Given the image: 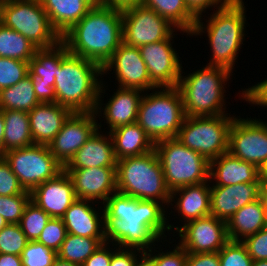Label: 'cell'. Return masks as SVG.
<instances>
[{"label":"cell","instance_id":"cell-30","mask_svg":"<svg viewBox=\"0 0 267 266\" xmlns=\"http://www.w3.org/2000/svg\"><path fill=\"white\" fill-rule=\"evenodd\" d=\"M3 115L4 153L13 149L26 148L34 144L31 136L28 112L17 110H0Z\"/></svg>","mask_w":267,"mask_h":266},{"label":"cell","instance_id":"cell-13","mask_svg":"<svg viewBox=\"0 0 267 266\" xmlns=\"http://www.w3.org/2000/svg\"><path fill=\"white\" fill-rule=\"evenodd\" d=\"M228 152L262 170L267 163V122L251 116L235 117L229 131Z\"/></svg>","mask_w":267,"mask_h":266},{"label":"cell","instance_id":"cell-50","mask_svg":"<svg viewBox=\"0 0 267 266\" xmlns=\"http://www.w3.org/2000/svg\"><path fill=\"white\" fill-rule=\"evenodd\" d=\"M233 0H185L186 6L196 16H202L209 8L219 9L228 5Z\"/></svg>","mask_w":267,"mask_h":266},{"label":"cell","instance_id":"cell-27","mask_svg":"<svg viewBox=\"0 0 267 266\" xmlns=\"http://www.w3.org/2000/svg\"><path fill=\"white\" fill-rule=\"evenodd\" d=\"M50 23L62 37L101 0H40Z\"/></svg>","mask_w":267,"mask_h":266},{"label":"cell","instance_id":"cell-58","mask_svg":"<svg viewBox=\"0 0 267 266\" xmlns=\"http://www.w3.org/2000/svg\"><path fill=\"white\" fill-rule=\"evenodd\" d=\"M261 177L263 178L264 183H267V163L261 170Z\"/></svg>","mask_w":267,"mask_h":266},{"label":"cell","instance_id":"cell-3","mask_svg":"<svg viewBox=\"0 0 267 266\" xmlns=\"http://www.w3.org/2000/svg\"><path fill=\"white\" fill-rule=\"evenodd\" d=\"M245 7L243 0H233L228 5L214 10L210 18L206 19L207 24L202 22V16L197 17L190 35L207 34L212 51L208 66L223 67L233 73L232 69L245 39Z\"/></svg>","mask_w":267,"mask_h":266},{"label":"cell","instance_id":"cell-2","mask_svg":"<svg viewBox=\"0 0 267 266\" xmlns=\"http://www.w3.org/2000/svg\"><path fill=\"white\" fill-rule=\"evenodd\" d=\"M61 41L71 54L103 67L123 43L121 10L103 4L91 8Z\"/></svg>","mask_w":267,"mask_h":266},{"label":"cell","instance_id":"cell-51","mask_svg":"<svg viewBox=\"0 0 267 266\" xmlns=\"http://www.w3.org/2000/svg\"><path fill=\"white\" fill-rule=\"evenodd\" d=\"M186 266H220L219 253H187Z\"/></svg>","mask_w":267,"mask_h":266},{"label":"cell","instance_id":"cell-61","mask_svg":"<svg viewBox=\"0 0 267 266\" xmlns=\"http://www.w3.org/2000/svg\"><path fill=\"white\" fill-rule=\"evenodd\" d=\"M264 228L267 229V213L265 215V225H264Z\"/></svg>","mask_w":267,"mask_h":266},{"label":"cell","instance_id":"cell-39","mask_svg":"<svg viewBox=\"0 0 267 266\" xmlns=\"http://www.w3.org/2000/svg\"><path fill=\"white\" fill-rule=\"evenodd\" d=\"M57 257L56 251L37 241H29L21 254L23 266H52Z\"/></svg>","mask_w":267,"mask_h":266},{"label":"cell","instance_id":"cell-45","mask_svg":"<svg viewBox=\"0 0 267 266\" xmlns=\"http://www.w3.org/2000/svg\"><path fill=\"white\" fill-rule=\"evenodd\" d=\"M241 242L253 261L267 260V229L263 228Z\"/></svg>","mask_w":267,"mask_h":266},{"label":"cell","instance_id":"cell-44","mask_svg":"<svg viewBox=\"0 0 267 266\" xmlns=\"http://www.w3.org/2000/svg\"><path fill=\"white\" fill-rule=\"evenodd\" d=\"M153 248L154 250L151 249L146 251V253L157 263L158 266H186L187 252L179 244H175L173 250H167V252L162 251V249L160 250V248L159 252L155 250V248H157L155 246Z\"/></svg>","mask_w":267,"mask_h":266},{"label":"cell","instance_id":"cell-8","mask_svg":"<svg viewBox=\"0 0 267 266\" xmlns=\"http://www.w3.org/2000/svg\"><path fill=\"white\" fill-rule=\"evenodd\" d=\"M154 149L170 191L209 181L210 162L176 138L155 142Z\"/></svg>","mask_w":267,"mask_h":266},{"label":"cell","instance_id":"cell-46","mask_svg":"<svg viewBox=\"0 0 267 266\" xmlns=\"http://www.w3.org/2000/svg\"><path fill=\"white\" fill-rule=\"evenodd\" d=\"M241 93V94H240ZM239 95L241 98L249 104H254L257 106H262L267 108V79L262 82H258L254 86L242 89Z\"/></svg>","mask_w":267,"mask_h":266},{"label":"cell","instance_id":"cell-54","mask_svg":"<svg viewBox=\"0 0 267 266\" xmlns=\"http://www.w3.org/2000/svg\"><path fill=\"white\" fill-rule=\"evenodd\" d=\"M137 266H158V265L146 252H144L140 257Z\"/></svg>","mask_w":267,"mask_h":266},{"label":"cell","instance_id":"cell-28","mask_svg":"<svg viewBox=\"0 0 267 266\" xmlns=\"http://www.w3.org/2000/svg\"><path fill=\"white\" fill-rule=\"evenodd\" d=\"M109 134L117 161L146 154L155 148V143L137 122L117 127Z\"/></svg>","mask_w":267,"mask_h":266},{"label":"cell","instance_id":"cell-59","mask_svg":"<svg viewBox=\"0 0 267 266\" xmlns=\"http://www.w3.org/2000/svg\"><path fill=\"white\" fill-rule=\"evenodd\" d=\"M252 266H267V260L253 261Z\"/></svg>","mask_w":267,"mask_h":266},{"label":"cell","instance_id":"cell-36","mask_svg":"<svg viewBox=\"0 0 267 266\" xmlns=\"http://www.w3.org/2000/svg\"><path fill=\"white\" fill-rule=\"evenodd\" d=\"M50 219L46 212L30 200L19 225L29 241H36Z\"/></svg>","mask_w":267,"mask_h":266},{"label":"cell","instance_id":"cell-23","mask_svg":"<svg viewBox=\"0 0 267 266\" xmlns=\"http://www.w3.org/2000/svg\"><path fill=\"white\" fill-rule=\"evenodd\" d=\"M211 181H206L196 185H188L171 191L170 205L173 210L178 212L179 218L182 217L184 224L198 218L211 215ZM175 207V208H174Z\"/></svg>","mask_w":267,"mask_h":266},{"label":"cell","instance_id":"cell-53","mask_svg":"<svg viewBox=\"0 0 267 266\" xmlns=\"http://www.w3.org/2000/svg\"><path fill=\"white\" fill-rule=\"evenodd\" d=\"M0 266H23L21 256L0 253Z\"/></svg>","mask_w":267,"mask_h":266},{"label":"cell","instance_id":"cell-47","mask_svg":"<svg viewBox=\"0 0 267 266\" xmlns=\"http://www.w3.org/2000/svg\"><path fill=\"white\" fill-rule=\"evenodd\" d=\"M28 75L31 78L34 86L36 98L40 103H56V93L54 87L49 85V82H44L41 76L35 75L30 69Z\"/></svg>","mask_w":267,"mask_h":266},{"label":"cell","instance_id":"cell-14","mask_svg":"<svg viewBox=\"0 0 267 266\" xmlns=\"http://www.w3.org/2000/svg\"><path fill=\"white\" fill-rule=\"evenodd\" d=\"M168 228L178 232V244L187 253L219 252L229 241L227 222L213 215L198 218L181 227L168 223Z\"/></svg>","mask_w":267,"mask_h":266},{"label":"cell","instance_id":"cell-34","mask_svg":"<svg viewBox=\"0 0 267 266\" xmlns=\"http://www.w3.org/2000/svg\"><path fill=\"white\" fill-rule=\"evenodd\" d=\"M105 242L106 238L81 237L67 233L57 255L63 260L82 266L98 247Z\"/></svg>","mask_w":267,"mask_h":266},{"label":"cell","instance_id":"cell-20","mask_svg":"<svg viewBox=\"0 0 267 266\" xmlns=\"http://www.w3.org/2000/svg\"><path fill=\"white\" fill-rule=\"evenodd\" d=\"M263 178L252 183H238L228 186H211V215L228 222L246 204L261 198Z\"/></svg>","mask_w":267,"mask_h":266},{"label":"cell","instance_id":"cell-33","mask_svg":"<svg viewBox=\"0 0 267 266\" xmlns=\"http://www.w3.org/2000/svg\"><path fill=\"white\" fill-rule=\"evenodd\" d=\"M67 52V46L62 41L51 48L37 49L34 57L29 61V69L35 75L41 76L44 82H49V85L54 87L58 65Z\"/></svg>","mask_w":267,"mask_h":266},{"label":"cell","instance_id":"cell-26","mask_svg":"<svg viewBox=\"0 0 267 266\" xmlns=\"http://www.w3.org/2000/svg\"><path fill=\"white\" fill-rule=\"evenodd\" d=\"M260 176L261 170L255 165L233 156L230 152L210 161L209 181L213 182L212 186L252 183Z\"/></svg>","mask_w":267,"mask_h":266},{"label":"cell","instance_id":"cell-1","mask_svg":"<svg viewBox=\"0 0 267 266\" xmlns=\"http://www.w3.org/2000/svg\"><path fill=\"white\" fill-rule=\"evenodd\" d=\"M165 207L154 200L112 194L103 204L106 242L143 252L153 249L170 231Z\"/></svg>","mask_w":267,"mask_h":266},{"label":"cell","instance_id":"cell-12","mask_svg":"<svg viewBox=\"0 0 267 266\" xmlns=\"http://www.w3.org/2000/svg\"><path fill=\"white\" fill-rule=\"evenodd\" d=\"M121 13L123 43L132 47L165 40L178 31L167 19L143 4L127 7Z\"/></svg>","mask_w":267,"mask_h":266},{"label":"cell","instance_id":"cell-31","mask_svg":"<svg viewBox=\"0 0 267 266\" xmlns=\"http://www.w3.org/2000/svg\"><path fill=\"white\" fill-rule=\"evenodd\" d=\"M144 6L153 9L158 15L167 19L181 33L192 32L197 17L186 6L185 0H143Z\"/></svg>","mask_w":267,"mask_h":266},{"label":"cell","instance_id":"cell-5","mask_svg":"<svg viewBox=\"0 0 267 266\" xmlns=\"http://www.w3.org/2000/svg\"><path fill=\"white\" fill-rule=\"evenodd\" d=\"M232 73L217 66H208L181 75L180 90L185 116H216L226 113L225 85ZM226 83V84H225Z\"/></svg>","mask_w":267,"mask_h":266},{"label":"cell","instance_id":"cell-10","mask_svg":"<svg viewBox=\"0 0 267 266\" xmlns=\"http://www.w3.org/2000/svg\"><path fill=\"white\" fill-rule=\"evenodd\" d=\"M235 116H185L175 137L209 162L228 152L229 131Z\"/></svg>","mask_w":267,"mask_h":266},{"label":"cell","instance_id":"cell-55","mask_svg":"<svg viewBox=\"0 0 267 266\" xmlns=\"http://www.w3.org/2000/svg\"><path fill=\"white\" fill-rule=\"evenodd\" d=\"M4 118L3 115L0 113V156L4 153Z\"/></svg>","mask_w":267,"mask_h":266},{"label":"cell","instance_id":"cell-40","mask_svg":"<svg viewBox=\"0 0 267 266\" xmlns=\"http://www.w3.org/2000/svg\"><path fill=\"white\" fill-rule=\"evenodd\" d=\"M29 62L0 57V90L17 84L28 76Z\"/></svg>","mask_w":267,"mask_h":266},{"label":"cell","instance_id":"cell-22","mask_svg":"<svg viewBox=\"0 0 267 266\" xmlns=\"http://www.w3.org/2000/svg\"><path fill=\"white\" fill-rule=\"evenodd\" d=\"M94 203L96 202L78 198L72 203L62 217L67 233L81 237L106 238L104 208L100 206L99 209L98 205L96 209Z\"/></svg>","mask_w":267,"mask_h":266},{"label":"cell","instance_id":"cell-43","mask_svg":"<svg viewBox=\"0 0 267 266\" xmlns=\"http://www.w3.org/2000/svg\"><path fill=\"white\" fill-rule=\"evenodd\" d=\"M24 192L26 190L20 184L18 177L6 160L0 156V196H13Z\"/></svg>","mask_w":267,"mask_h":266},{"label":"cell","instance_id":"cell-25","mask_svg":"<svg viewBox=\"0 0 267 266\" xmlns=\"http://www.w3.org/2000/svg\"><path fill=\"white\" fill-rule=\"evenodd\" d=\"M72 111L58 103H40L30 112L29 121L34 144L49 145Z\"/></svg>","mask_w":267,"mask_h":266},{"label":"cell","instance_id":"cell-41","mask_svg":"<svg viewBox=\"0 0 267 266\" xmlns=\"http://www.w3.org/2000/svg\"><path fill=\"white\" fill-rule=\"evenodd\" d=\"M218 253L220 266H252L253 259L242 242L228 241Z\"/></svg>","mask_w":267,"mask_h":266},{"label":"cell","instance_id":"cell-38","mask_svg":"<svg viewBox=\"0 0 267 266\" xmlns=\"http://www.w3.org/2000/svg\"><path fill=\"white\" fill-rule=\"evenodd\" d=\"M30 200V191L13 196H0V215L8 224H19Z\"/></svg>","mask_w":267,"mask_h":266},{"label":"cell","instance_id":"cell-17","mask_svg":"<svg viewBox=\"0 0 267 266\" xmlns=\"http://www.w3.org/2000/svg\"><path fill=\"white\" fill-rule=\"evenodd\" d=\"M111 70L114 71L120 88L138 89L143 92L157 89L151 82L138 47L122 43L103 65L102 75Z\"/></svg>","mask_w":267,"mask_h":266},{"label":"cell","instance_id":"cell-60","mask_svg":"<svg viewBox=\"0 0 267 266\" xmlns=\"http://www.w3.org/2000/svg\"><path fill=\"white\" fill-rule=\"evenodd\" d=\"M8 223L5 219L0 215V231L7 225Z\"/></svg>","mask_w":267,"mask_h":266},{"label":"cell","instance_id":"cell-42","mask_svg":"<svg viewBox=\"0 0 267 266\" xmlns=\"http://www.w3.org/2000/svg\"><path fill=\"white\" fill-rule=\"evenodd\" d=\"M66 235L67 230L62 218H51L36 241L58 252Z\"/></svg>","mask_w":267,"mask_h":266},{"label":"cell","instance_id":"cell-4","mask_svg":"<svg viewBox=\"0 0 267 266\" xmlns=\"http://www.w3.org/2000/svg\"><path fill=\"white\" fill-rule=\"evenodd\" d=\"M101 76L102 67L98 63L67 52L55 76L56 103L72 112H94Z\"/></svg>","mask_w":267,"mask_h":266},{"label":"cell","instance_id":"cell-9","mask_svg":"<svg viewBox=\"0 0 267 266\" xmlns=\"http://www.w3.org/2000/svg\"><path fill=\"white\" fill-rule=\"evenodd\" d=\"M0 22L26 37L38 49L61 41L40 0H1Z\"/></svg>","mask_w":267,"mask_h":266},{"label":"cell","instance_id":"cell-11","mask_svg":"<svg viewBox=\"0 0 267 266\" xmlns=\"http://www.w3.org/2000/svg\"><path fill=\"white\" fill-rule=\"evenodd\" d=\"M13 173L26 191L56 177L64 170L61 163L51 154L48 145L35 144L26 148L3 153Z\"/></svg>","mask_w":267,"mask_h":266},{"label":"cell","instance_id":"cell-6","mask_svg":"<svg viewBox=\"0 0 267 266\" xmlns=\"http://www.w3.org/2000/svg\"><path fill=\"white\" fill-rule=\"evenodd\" d=\"M117 192L141 200H154L169 205L171 191L167 188L162 165L155 151L117 161Z\"/></svg>","mask_w":267,"mask_h":266},{"label":"cell","instance_id":"cell-32","mask_svg":"<svg viewBox=\"0 0 267 266\" xmlns=\"http://www.w3.org/2000/svg\"><path fill=\"white\" fill-rule=\"evenodd\" d=\"M39 104L29 75L17 84L0 90V110L30 112Z\"/></svg>","mask_w":267,"mask_h":266},{"label":"cell","instance_id":"cell-52","mask_svg":"<svg viewBox=\"0 0 267 266\" xmlns=\"http://www.w3.org/2000/svg\"><path fill=\"white\" fill-rule=\"evenodd\" d=\"M143 0H101V4L123 10L130 6L142 4Z\"/></svg>","mask_w":267,"mask_h":266},{"label":"cell","instance_id":"cell-7","mask_svg":"<svg viewBox=\"0 0 267 266\" xmlns=\"http://www.w3.org/2000/svg\"><path fill=\"white\" fill-rule=\"evenodd\" d=\"M184 118L183 100L177 87L157 88L150 94L146 91L140 100L137 123L154 143L175 138Z\"/></svg>","mask_w":267,"mask_h":266},{"label":"cell","instance_id":"cell-24","mask_svg":"<svg viewBox=\"0 0 267 266\" xmlns=\"http://www.w3.org/2000/svg\"><path fill=\"white\" fill-rule=\"evenodd\" d=\"M100 124V125H99ZM98 129L74 154L64 169H80L91 167H116L117 160L109 132L103 134L101 121ZM108 136V137H107Z\"/></svg>","mask_w":267,"mask_h":266},{"label":"cell","instance_id":"cell-15","mask_svg":"<svg viewBox=\"0 0 267 266\" xmlns=\"http://www.w3.org/2000/svg\"><path fill=\"white\" fill-rule=\"evenodd\" d=\"M176 35L173 33L165 40L138 47L151 82L157 88L177 87L180 76L184 73L180 57L172 45Z\"/></svg>","mask_w":267,"mask_h":266},{"label":"cell","instance_id":"cell-48","mask_svg":"<svg viewBox=\"0 0 267 266\" xmlns=\"http://www.w3.org/2000/svg\"><path fill=\"white\" fill-rule=\"evenodd\" d=\"M143 253L138 249L118 248L111 256L110 266H137Z\"/></svg>","mask_w":267,"mask_h":266},{"label":"cell","instance_id":"cell-21","mask_svg":"<svg viewBox=\"0 0 267 266\" xmlns=\"http://www.w3.org/2000/svg\"><path fill=\"white\" fill-rule=\"evenodd\" d=\"M30 193L31 201L51 218H62L77 199L73 181L65 170L38 185Z\"/></svg>","mask_w":267,"mask_h":266},{"label":"cell","instance_id":"cell-19","mask_svg":"<svg viewBox=\"0 0 267 266\" xmlns=\"http://www.w3.org/2000/svg\"><path fill=\"white\" fill-rule=\"evenodd\" d=\"M73 181L76 198L101 203L114 193L116 188V167H91L64 169Z\"/></svg>","mask_w":267,"mask_h":266},{"label":"cell","instance_id":"cell-29","mask_svg":"<svg viewBox=\"0 0 267 266\" xmlns=\"http://www.w3.org/2000/svg\"><path fill=\"white\" fill-rule=\"evenodd\" d=\"M266 210L261 198L246 204L227 222L229 241L241 242L262 230L265 225Z\"/></svg>","mask_w":267,"mask_h":266},{"label":"cell","instance_id":"cell-16","mask_svg":"<svg viewBox=\"0 0 267 266\" xmlns=\"http://www.w3.org/2000/svg\"><path fill=\"white\" fill-rule=\"evenodd\" d=\"M95 112H72L48 145L51 154L64 167L98 129Z\"/></svg>","mask_w":267,"mask_h":266},{"label":"cell","instance_id":"cell-57","mask_svg":"<svg viewBox=\"0 0 267 266\" xmlns=\"http://www.w3.org/2000/svg\"><path fill=\"white\" fill-rule=\"evenodd\" d=\"M261 199L263 201L264 208H265L266 213H267V183H264L262 186Z\"/></svg>","mask_w":267,"mask_h":266},{"label":"cell","instance_id":"cell-49","mask_svg":"<svg viewBox=\"0 0 267 266\" xmlns=\"http://www.w3.org/2000/svg\"><path fill=\"white\" fill-rule=\"evenodd\" d=\"M111 243H102L98 249L83 263L82 266H110L111 256L119 247ZM111 249V250H110Z\"/></svg>","mask_w":267,"mask_h":266},{"label":"cell","instance_id":"cell-18","mask_svg":"<svg viewBox=\"0 0 267 266\" xmlns=\"http://www.w3.org/2000/svg\"><path fill=\"white\" fill-rule=\"evenodd\" d=\"M104 87L108 86L104 85L102 79L94 112L96 116L105 118L109 132L117 127L136 123L139 103L143 96L142 93L144 92L138 89L117 87V91H115L109 101L104 104L102 103L104 102L102 100V98H104L102 95L103 93L106 94V89ZM102 105L104 106L102 107ZM101 114H103V116Z\"/></svg>","mask_w":267,"mask_h":266},{"label":"cell","instance_id":"cell-56","mask_svg":"<svg viewBox=\"0 0 267 266\" xmlns=\"http://www.w3.org/2000/svg\"><path fill=\"white\" fill-rule=\"evenodd\" d=\"M52 266H79V265L68 262L66 260H63V259L57 257Z\"/></svg>","mask_w":267,"mask_h":266},{"label":"cell","instance_id":"cell-37","mask_svg":"<svg viewBox=\"0 0 267 266\" xmlns=\"http://www.w3.org/2000/svg\"><path fill=\"white\" fill-rule=\"evenodd\" d=\"M29 240L19 224H7L0 231V253L21 256Z\"/></svg>","mask_w":267,"mask_h":266},{"label":"cell","instance_id":"cell-35","mask_svg":"<svg viewBox=\"0 0 267 266\" xmlns=\"http://www.w3.org/2000/svg\"><path fill=\"white\" fill-rule=\"evenodd\" d=\"M37 49L22 34L0 22V57L29 62Z\"/></svg>","mask_w":267,"mask_h":266}]
</instances>
